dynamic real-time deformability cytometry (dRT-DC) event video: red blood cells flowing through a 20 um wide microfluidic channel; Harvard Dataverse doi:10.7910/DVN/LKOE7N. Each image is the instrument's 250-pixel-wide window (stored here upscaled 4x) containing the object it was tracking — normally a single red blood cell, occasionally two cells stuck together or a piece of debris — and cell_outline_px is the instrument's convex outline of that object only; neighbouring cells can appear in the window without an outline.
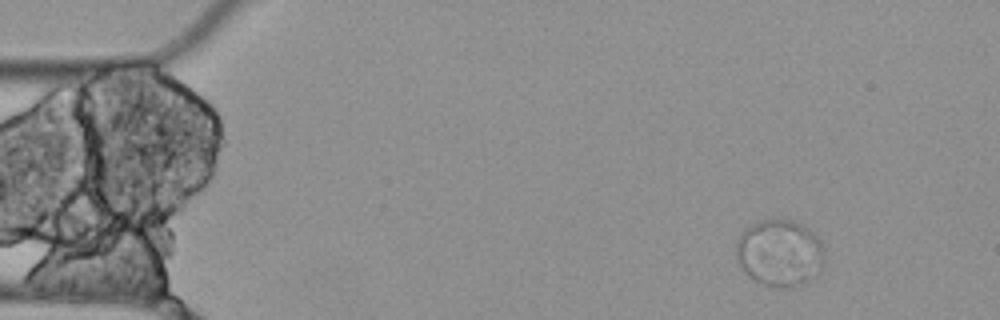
{"species": "Egyptian fruit bat (a non-hibernating species)", "species_latin": "Rousettus aegyptiacus", "temperature_condition": "cold", "stored_images_in_passage": 4, "camera_frame_rate_fps": 3000, "um_per_image_px": 0.085, "animal": {"sex": "female"}, "frame": {"image": 1, "passage_image": 1, "time_ms": 0.0, "image_size_px": [1000, 320], "cell_outline_px": [[824, 264], [820, 272], [808, 280], [788, 288], [780, 288], [764, 284], [748, 276], [744, 272], [736, 256], [736, 240], [740, 232], [744, 228], [760, 220], [772, 216], [792, 220], [800, 224], [812, 232], [820, 240], [824, 252]], "centroid_in_image_um": [66.25, 21.46], "position_along_channel_um": 18.8, "area_um2": 34.85}}
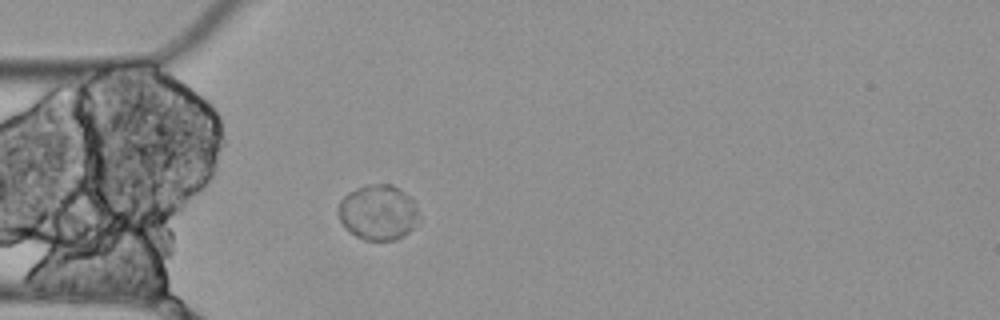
{"frame": {"image": 2, "passage_image": 4, "time_ms": 1.0, "image_size_px": [1000, 320], "cell_outline_px": [[416, 208], [412, 228], [404, 236], [396, 240], [364, 240], [348, 232], [344, 228], [336, 212], [340, 200], [348, 192], [364, 184], [392, 184], [408, 196], [412, 200]], "centroid_in_image_um": [32.03, 18.05], "position_along_channel_um": 53.0, "area_um2": 25.78}}